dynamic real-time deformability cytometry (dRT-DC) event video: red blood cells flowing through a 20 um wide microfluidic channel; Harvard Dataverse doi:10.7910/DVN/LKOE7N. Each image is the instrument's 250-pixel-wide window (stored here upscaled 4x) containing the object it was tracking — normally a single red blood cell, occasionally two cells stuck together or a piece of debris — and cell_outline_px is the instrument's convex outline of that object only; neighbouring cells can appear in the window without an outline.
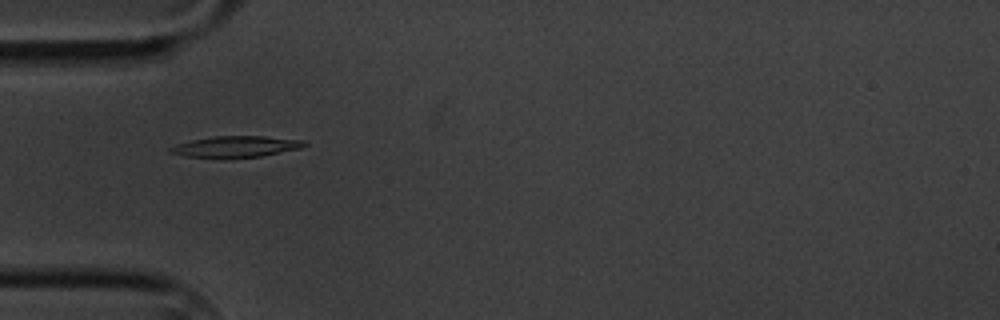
{"species": "common noctule bat (a hibernating species)", "species_latin": "Nyctalus noctula", "temperature_condition": "cold", "stored_images_in_passage": 2, "camera_frame_rate_fps": 3000, "um_per_image_px": 0.085, "animal": {"sex": "male", "body_mass_g": 20.1, "forearm_length_mm": 53.5}, "frame": {"image": 1, "passage_image": 1, "time_ms": 0.0, "image_size_px": [1000, 320], "cell_outline_px": [[308, 144], [300, 148], [260, 156], [184, 156], [168, 152], [168, 148], [176, 144], [192, 140], [216, 136], [264, 136], [304, 140]], "centroid_in_image_um": [20.06, 12.43], "position_along_channel_um": 64.9, "area_um2": 15.9}}
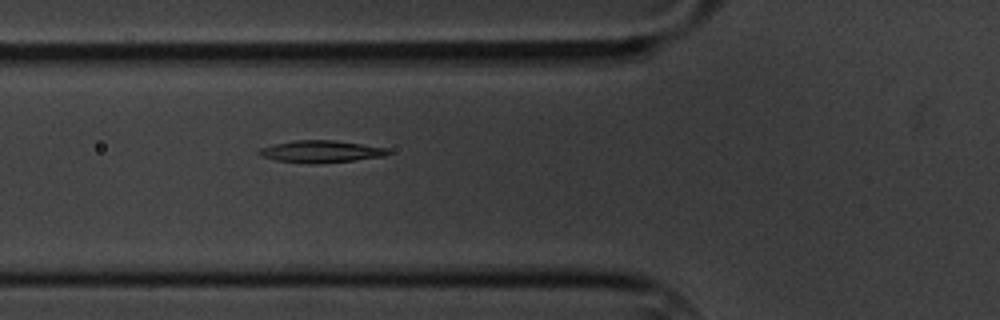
{"frame": {"image": 2, "passage_image": 2, "time_ms": 1.0, "image_size_px": [1000, 320], "cell_outline_px": [[392, 152], [384, 156], [352, 160], [316, 164], [312, 164], [276, 160], [260, 156], [256, 152], [260, 148], [276, 144], [296, 140], [332, 140], [388, 148]], "centroid_in_image_um": [27.26, 12.88], "position_along_channel_um": 98.5, "area_um2": 16.42}}